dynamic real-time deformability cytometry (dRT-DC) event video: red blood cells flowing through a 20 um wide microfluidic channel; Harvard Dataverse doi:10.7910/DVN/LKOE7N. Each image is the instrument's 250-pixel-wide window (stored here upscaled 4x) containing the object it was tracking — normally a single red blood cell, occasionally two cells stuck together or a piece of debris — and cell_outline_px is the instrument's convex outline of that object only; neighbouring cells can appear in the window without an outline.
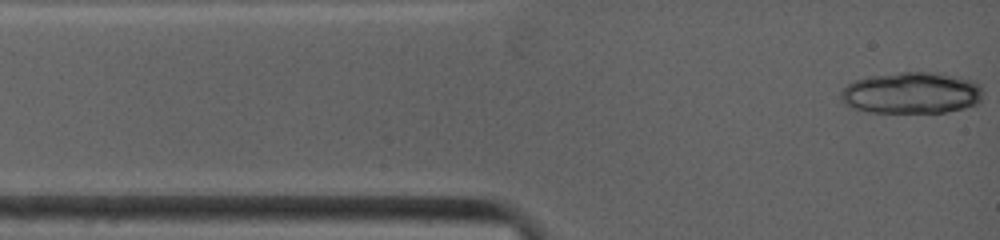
{"species": "common noctule bat (a hibernating species)", "species_latin": "Nyctalus noctula", "temperature_condition": "warm", "stored_images_in_passage": 3, "camera_frame_rate_fps": 4500, "um_per_image_px": 0.085, "animal": {"sex": "female", "body_mass_g": 19.0, "forearm_length_mm": 53.3}, "frame": {"image": 1, "passage_image": 1, "time_ms": 0.0, "image_size_px": [1000, 240], "cell_outline_px": [[980, 100], [976, 104], [964, 108], [948, 112], [868, 112], [852, 108], [844, 104], [840, 100], [840, 92], [848, 84], [856, 80], [868, 76], [900, 72], [936, 72], [960, 76], [976, 80], [980, 84]], "centroid_in_image_um": [77.47, 7.89], "position_along_channel_um": 7.5, "area_um2": 34.74}}